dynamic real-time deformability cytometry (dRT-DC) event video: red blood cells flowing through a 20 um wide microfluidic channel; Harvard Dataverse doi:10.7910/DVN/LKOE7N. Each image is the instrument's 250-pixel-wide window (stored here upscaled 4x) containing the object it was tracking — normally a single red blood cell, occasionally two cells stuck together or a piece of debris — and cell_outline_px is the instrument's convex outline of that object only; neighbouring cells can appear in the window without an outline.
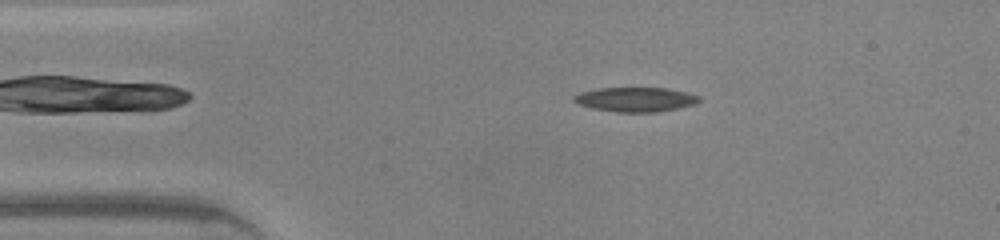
{"species": "common noctule bat (a hibernating species)", "species_latin": "Nyctalus noctula", "temperature_condition": "warm", "stored_images_in_passage": 45, "camera_frame_rate_fps": 3000, "um_per_image_px": 0.085, "animal": {"sex": "male", "body_mass_g": 20.0, "forearm_length_mm": 53.3}, "frame": {"image": 1, "passage_image": 7, "time_ms": 2.0, "image_size_px": [1000, 240], "cell_outline_px": [[700, 100], [696, 104], [656, 112], [620, 112], [592, 108], [576, 104], [572, 100], [572, 96], [580, 92], [600, 88], [664, 88], [684, 92], [700, 96]], "centroid_in_image_um": [53.97, 8.45], "position_along_channel_um": 31.0, "area_um2": 17.74}}
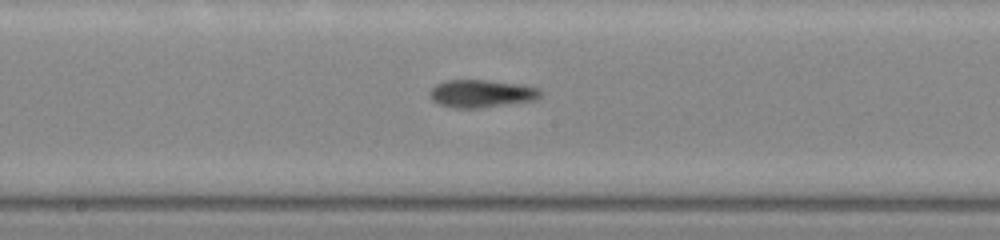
{"frame": {"image": 2, "passage_image": 22, "time_ms": 7.0, "image_size_px": [1000, 240], "cell_outline_px": [[540, 96], [536, 100], [480, 108], [456, 108], [440, 104], [432, 100], [428, 96], [428, 92], [436, 84], [444, 80], [484, 80], [516, 84], [536, 88], [540, 92]], "centroid_in_image_um": [40.84, 7.96], "position_along_channel_um": 207.4, "area_um2": 17.69}}
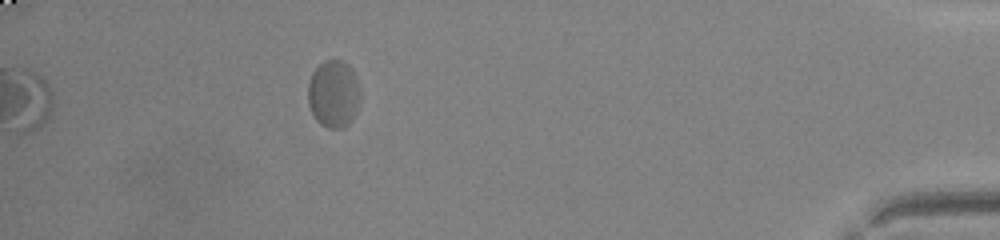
{"frame": {"image": 3, "passage_image": 40, "time_ms": 13.0, "image_size_px": [1000, 240], "cell_outline_px": [[360, 100], [356, 112], [348, 124], [344, 128], [328, 128], [320, 124], [316, 120], [308, 104], [308, 84], [312, 72], [324, 60], [344, 60], [352, 68], [360, 92]], "centroid_in_image_um": [28.35, 7.98], "position_along_channel_um": 406.9, "area_um2": 20.63}, "authors_computed_cell_mechanics": {"area_um2": 17.918, "velocity_mm_per_s": 4.3108, "shape_relaxation_time_tau1_ms": 3.5386, "shape_relaxation_time_tau2_ms": 2.3244, "deformation_change_tau1": 0.118, "deformation_change_tau2": 0.0878}}